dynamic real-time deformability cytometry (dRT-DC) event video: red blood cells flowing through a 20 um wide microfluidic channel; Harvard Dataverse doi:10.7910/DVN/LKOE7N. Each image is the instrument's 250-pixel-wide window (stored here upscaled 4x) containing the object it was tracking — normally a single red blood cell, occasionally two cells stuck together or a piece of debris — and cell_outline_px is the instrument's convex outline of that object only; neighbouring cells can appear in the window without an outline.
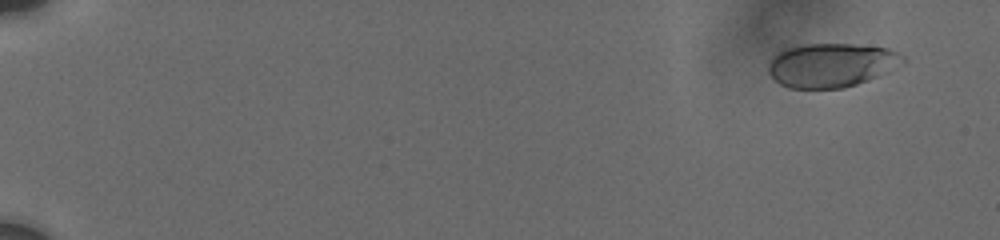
{"species": "human", "species_latin": "Homo sapiens", "temperature_condition": "cold", "stored_images_in_passage": 50, "camera_frame_rate_fps": 3000, "um_per_image_px": 0.085, "donor": {"sex": "male"}, "frame": {"image": 1, "passage_image": 3, "time_ms": 1.0, "image_size_px": [1000, 240], "cell_outline_px": [[908, 60], [904, 64], [888, 72], [856, 84], [844, 88], [788, 88], [780, 84], [768, 72], [768, 64], [772, 56], [788, 48], [804, 44], [852, 44], [888, 48], [904, 56]], "centroid_in_image_um": [70.69, 5.53], "position_along_channel_um": 14.3, "area_um2": 34.51}}
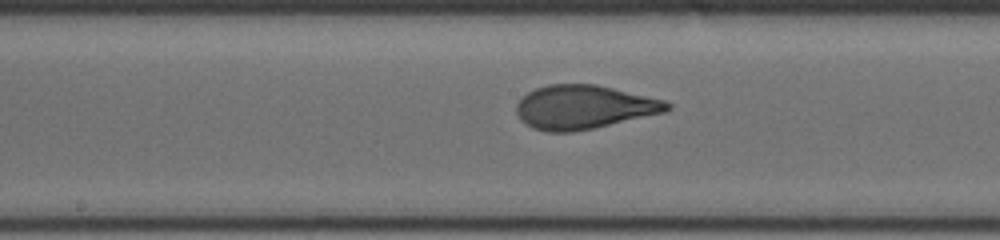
{"frame": {"image": 2, "passage_image": 28, "time_ms": 10.667, "image_size_px": [1000, 240], "cell_outline_px": [[672, 108], [664, 112], [592, 128], [572, 132], [548, 132], [532, 128], [520, 120], [516, 112], [516, 104], [528, 92], [536, 88], [548, 84], [596, 84], [664, 100], [672, 104]], "centroid_in_image_um": [49.6, 9.1], "position_along_channel_um": 198.6, "area_um2": 38.21}}
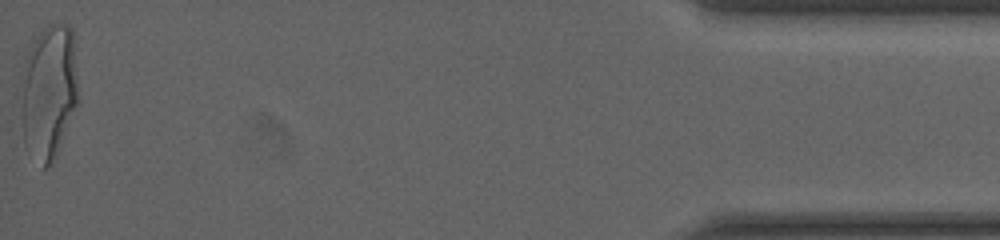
{"frame": {"image": 3, "passage_image": 50, "time_ms": 19.0, "image_size_px": [1000, 240], "cell_outline_px": [[80, 100], [56, 156], [52, 164], [48, 168], [44, 168], [24, 144], [24, 60], [32, 44], [40, 32], [52, 24], [68, 24], [72, 28]], "centroid_in_image_um": [4.23, 7.8], "position_along_channel_um": 431.0, "area_um2": 44.16}, "authors_computed_cell_mechanics": {"area_um2": 37.6856, "velocity_mm_per_s": 3.7306, "shape_relaxation_time_tau1_ms": 6.7028, "shape_relaxation_time_tau2_ms": null, "deformation_change_tau1": 0.2173, "deformation_change_tau2": null}}